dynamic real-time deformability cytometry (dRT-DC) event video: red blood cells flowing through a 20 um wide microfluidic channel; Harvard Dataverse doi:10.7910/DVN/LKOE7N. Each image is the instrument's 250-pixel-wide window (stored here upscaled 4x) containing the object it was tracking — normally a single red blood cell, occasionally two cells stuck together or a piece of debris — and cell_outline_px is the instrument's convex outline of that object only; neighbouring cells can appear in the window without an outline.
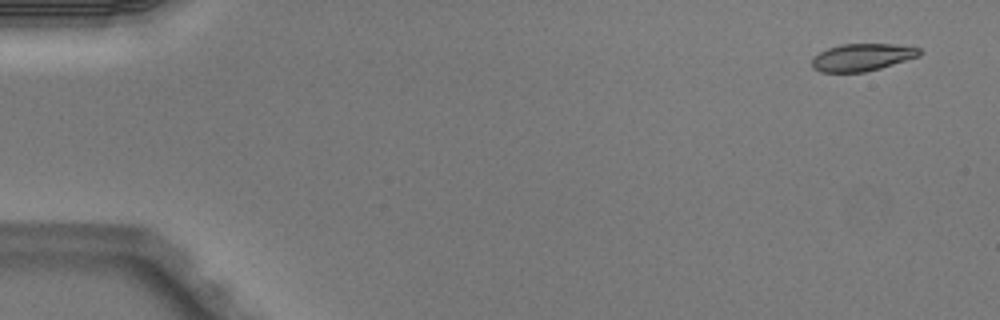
{"species": "Egyptian fruit bat (a non-hibernating species)", "species_latin": "Rousettus aegyptiacus", "temperature_condition": "warm", "stored_images_in_passage": 5, "camera_frame_rate_fps": 3000, "um_per_image_px": 0.085, "animal": {"sex": "male"}, "frame": {"image": 1, "passage_image": 1, "time_ms": 0.0, "image_size_px": [1000, 320], "cell_outline_px": [[924, 52], [920, 56], [880, 68], [864, 72], [820, 72], [812, 68], [812, 56], [828, 48], [840, 44], [896, 44], [920, 48]], "centroid_in_image_um": [73.29, 4.86], "position_along_channel_um": 11.7, "area_um2": 17.28}}
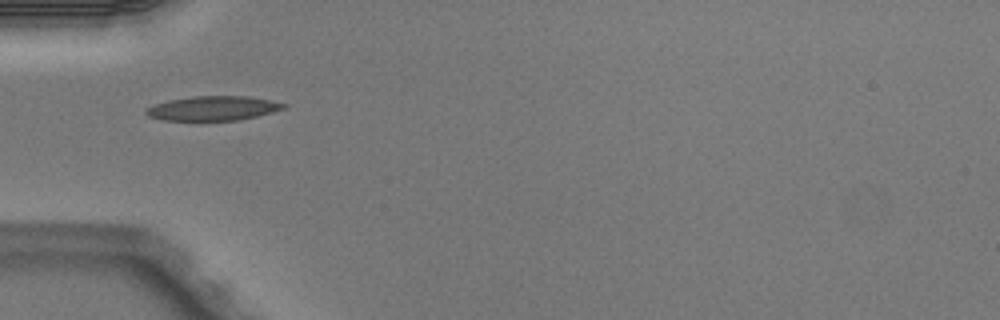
{"frame": {"image": 2, "passage_image": 4, "time_ms": 1.0, "image_size_px": [1000, 320], "cell_outline_px": [[288, 104], [284, 108], [272, 112], [240, 120], [164, 120], [148, 116], [144, 112], [144, 108], [168, 100], [192, 96], [248, 96], [272, 100]], "centroid_in_image_um": [18.1, 9.2], "position_along_channel_um": 66.9, "area_um2": 19.59}}
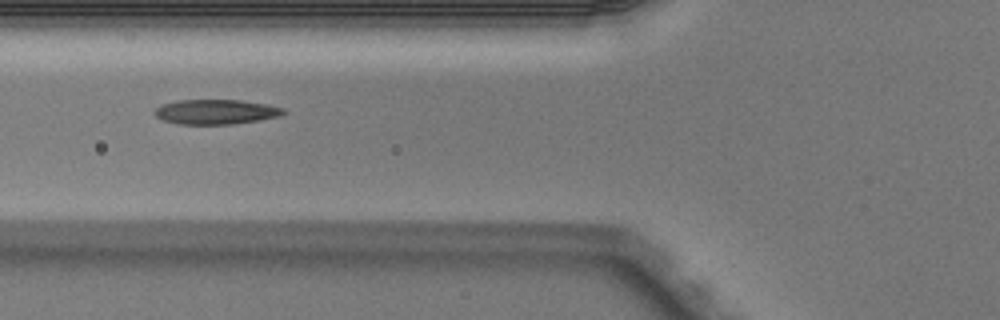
{"frame": {"image": 3, "passage_image": 5, "time_ms": 1.333, "image_size_px": [1000, 320], "cell_outline_px": [[288, 112], [280, 116], [260, 120], [232, 124], [176, 124], [164, 120], [156, 116], [156, 108], [160, 104], [180, 100], [240, 100], [268, 104], [284, 108]], "centroid_in_image_um": [18.4, 9.5], "position_along_channel_um": 107.4, "area_um2": 18.67}}